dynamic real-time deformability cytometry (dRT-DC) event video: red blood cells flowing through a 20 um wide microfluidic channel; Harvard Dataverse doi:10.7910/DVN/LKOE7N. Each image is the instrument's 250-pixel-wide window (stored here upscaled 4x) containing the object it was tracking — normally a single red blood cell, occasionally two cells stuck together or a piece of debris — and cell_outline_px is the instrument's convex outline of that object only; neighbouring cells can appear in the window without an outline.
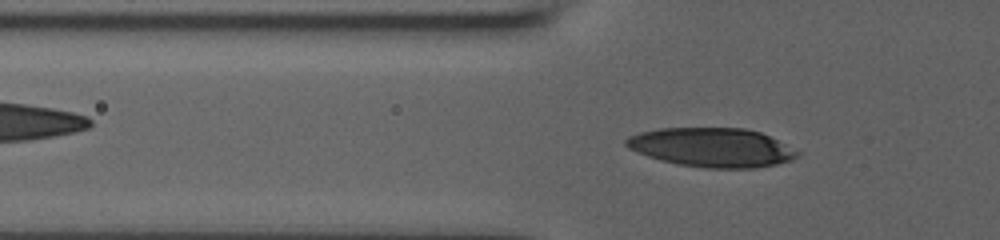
{"species": "human", "species_latin": "Homo sapiens", "temperature_condition": "room temperature", "stored_images_in_passage": 56, "camera_frame_rate_fps": 3000, "um_per_image_px": 0.085, "donor": {"sex": "male"}, "frame": {"image": 1, "passage_image": 21, "time_ms": 6.667, "image_size_px": [1000, 240], "cell_outline_px": [[800, 152], [792, 160], [776, 164], [756, 168], [704, 168], [676, 164], [660, 160], [636, 152], [628, 148], [624, 144], [624, 140], [628, 136], [640, 132], [660, 128], [744, 128], [760, 132]], "centroid_in_image_um": [60.46, 12.53], "position_along_channel_um": 65.3, "area_um2": 38.96}}
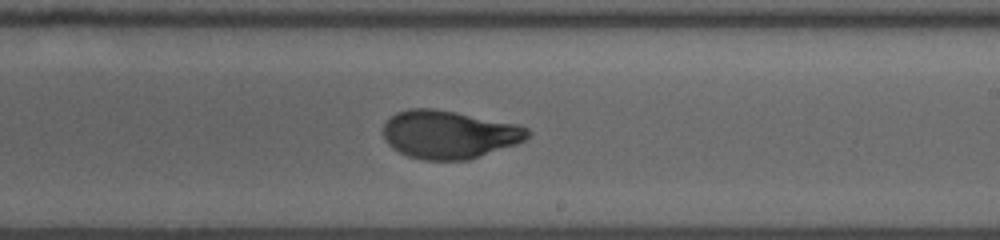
{"frame": {"image": 2, "passage_image": 36, "time_ms": 11.667, "image_size_px": [1000, 240], "cell_outline_px": [[532, 132], [524, 140], [516, 144], [468, 160], [424, 160], [408, 156], [392, 148], [384, 140], [384, 124], [396, 112], [408, 108], [432, 108], [456, 112], [520, 124], [528, 128]], "centroid_in_image_um": [38.18, 11.42], "position_along_channel_um": 250.8, "area_um2": 40.63}}
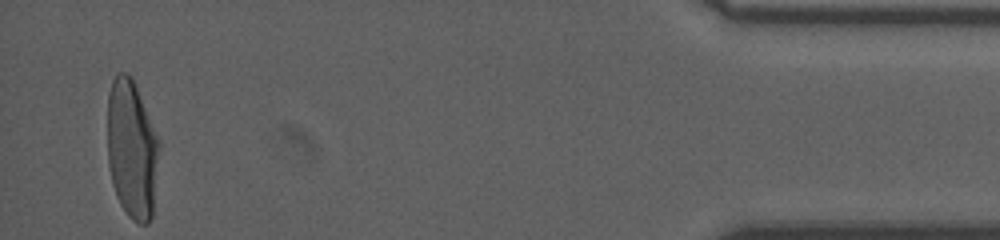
{"frame": {"image": 3, "passage_image": 55, "time_ms": 18.0, "image_size_px": [1000, 240], "cell_outline_px": [[160, 144], [152, 216], [148, 224], [140, 224], [132, 220], [128, 216], [120, 204], [116, 196], [112, 184], [108, 164], [108, 92], [112, 80], [116, 72], [124, 72], [132, 76], [160, 140]], "centroid_in_image_um": [11.21, 12.68], "position_along_channel_um": 424.0, "area_um2": 42.31}, "authors_computed_cell_mechanics": {"area_um2": 40.2288, "velocity_mm_per_s": 3.8433, "shape_relaxation_time_tau1_ms": 5.1432, "shape_relaxation_time_tau2_ms": 0.8664, "deformation_change_tau1": 0.2243, "deformation_change_tau2": 0.0603}}